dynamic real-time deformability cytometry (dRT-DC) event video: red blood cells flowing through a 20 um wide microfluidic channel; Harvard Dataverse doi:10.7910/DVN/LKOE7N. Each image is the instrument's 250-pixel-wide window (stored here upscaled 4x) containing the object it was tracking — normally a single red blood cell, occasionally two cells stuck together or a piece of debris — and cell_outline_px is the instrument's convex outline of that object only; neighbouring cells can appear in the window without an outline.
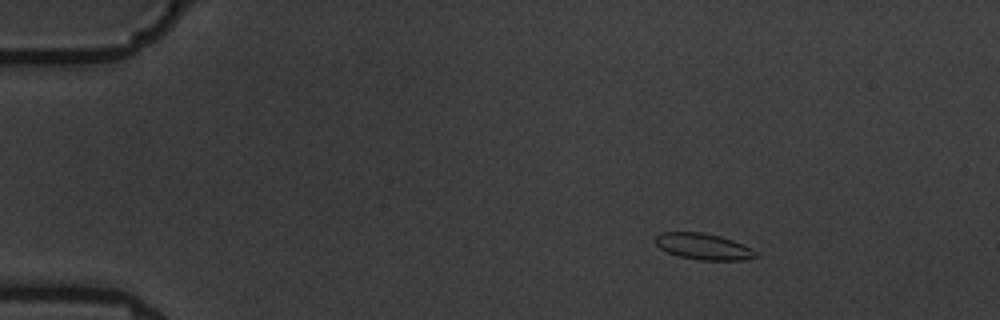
{"species": "common noctule bat (a hibernating species)", "species_latin": "Nyctalus noctula", "temperature_condition": "warm", "stored_images_in_passage": 6, "camera_frame_rate_fps": 3000, "um_per_image_px": 0.085, "animal": {"sex": "male", "body_mass_g": 19.5, "forearm_length_mm": 54.6}, "frame": {"image": 1, "passage_image": 2, "time_ms": 1.333, "image_size_px": [1000, 320], "cell_outline_px": [[760, 256], [744, 260], [700, 260], [680, 256], [668, 252], [660, 248], [656, 244], [656, 236], [660, 232], [704, 232], [720, 236], [732, 240], [752, 248]], "centroid_in_image_um": [59.82, 20.95], "position_along_channel_um": 25.2, "area_um2": 15.32}}
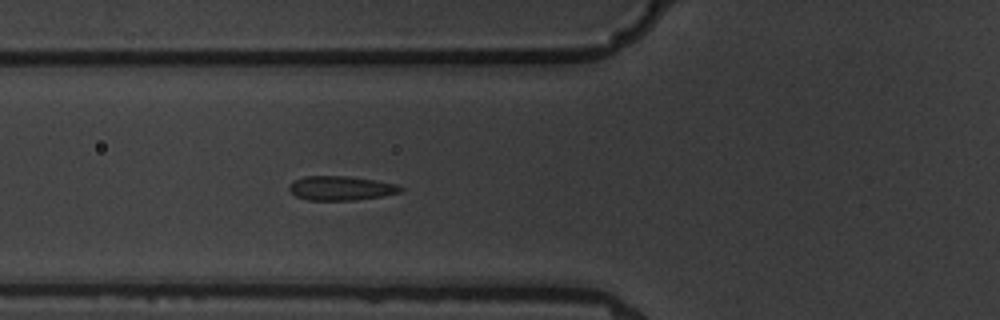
{"frame": {"image": 2, "passage_image": 6, "time_ms": 5.667, "image_size_px": [1000, 320], "cell_outline_px": [[404, 188], [400, 192], [380, 196], [356, 200], [308, 200], [296, 196], [288, 188], [288, 184], [292, 180], [304, 176], [348, 176], [376, 180], [396, 184]], "centroid_in_image_um": [28.94, 15.98], "position_along_channel_um": 96.9, "area_um2": 15.78}}